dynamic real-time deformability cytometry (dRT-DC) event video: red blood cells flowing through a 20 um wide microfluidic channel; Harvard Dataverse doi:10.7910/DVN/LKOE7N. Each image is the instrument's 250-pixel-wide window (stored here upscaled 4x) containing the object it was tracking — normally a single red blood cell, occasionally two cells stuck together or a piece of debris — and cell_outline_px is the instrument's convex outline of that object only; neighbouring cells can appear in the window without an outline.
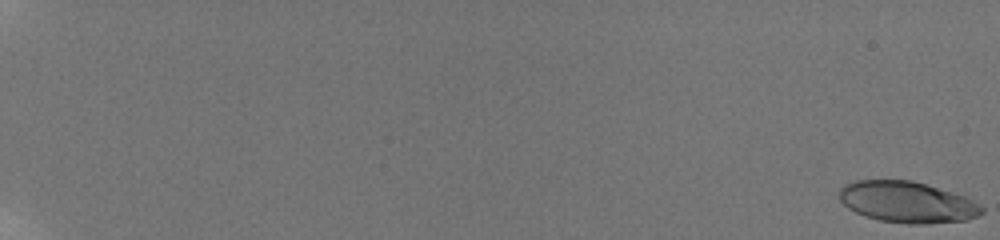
{"species": "human", "species_latin": "Homo sapiens", "temperature_condition": "room temperature", "stored_images_in_passage": 59, "camera_frame_rate_fps": 3000, "um_per_image_px": 0.085, "donor": {"sex": "male"}, "frame": {"image": 1, "passage_image": 1, "time_ms": 0.0, "image_size_px": [1000, 240], "cell_outline_px": [[984, 212], [968, 220], [924, 224], [908, 224], [880, 220], [864, 216], [848, 208], [840, 200], [840, 188], [844, 184], [856, 180], [912, 180], [964, 196], [972, 200], [984, 208]], "centroid_in_image_um": [77.1, 17.18], "position_along_channel_um": 7.9, "area_um2": 34.1}}
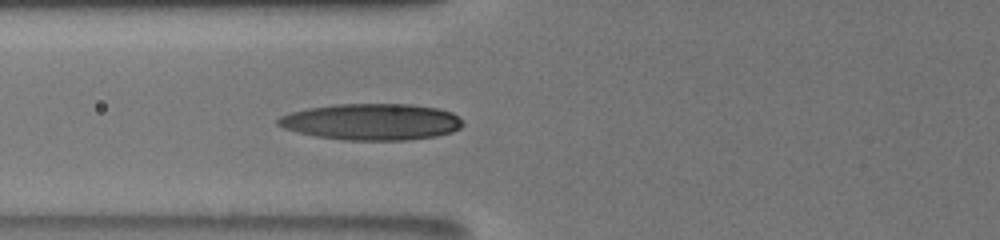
{"frame": {"image": 2, "passage_image": 28, "time_ms": 9.0, "image_size_px": [1000, 240], "cell_outline_px": [[464, 124], [460, 128], [452, 132], [436, 136], [408, 140], [344, 140], [316, 136], [284, 128], [276, 124], [276, 120], [280, 116], [292, 112], [308, 108], [336, 104], [412, 104], [436, 108], [452, 112]], "centroid_in_image_um": [31.59, 10.35], "position_along_channel_um": 94.2, "area_um2": 39.13}}
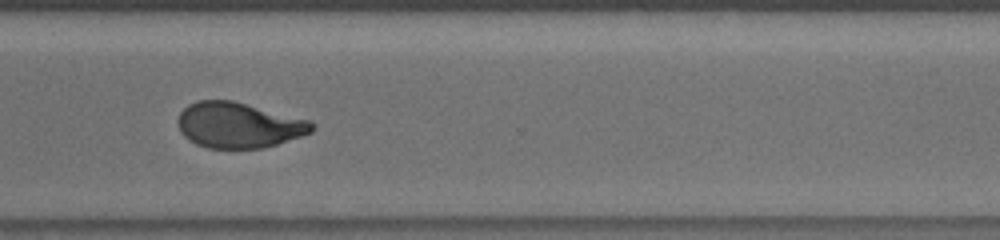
{"frame": {"image": 3, "passage_image": 48, "time_ms": 15.667, "image_size_px": [1000, 240], "cell_outline_px": [[316, 128], [312, 132], [264, 148], [208, 148], [196, 144], [188, 140], [180, 132], [180, 112], [188, 104], [196, 100], [232, 100], [312, 120], [316, 124]], "centroid_in_image_um": [20.33, 10.63], "position_along_channel_um": 350.3, "area_um2": 35.66}, "authors_computed_cell_mechanics": {"area_um2": 35.258, "velocity_mm_per_s": 3.8456, "shape_relaxation_time_tau1_ms": 7.0675, "shape_relaxation_time_tau2_ms": 1.9886, "deformation_change_tau1": 0.2412, "deformation_change_tau2": 0.0791}}